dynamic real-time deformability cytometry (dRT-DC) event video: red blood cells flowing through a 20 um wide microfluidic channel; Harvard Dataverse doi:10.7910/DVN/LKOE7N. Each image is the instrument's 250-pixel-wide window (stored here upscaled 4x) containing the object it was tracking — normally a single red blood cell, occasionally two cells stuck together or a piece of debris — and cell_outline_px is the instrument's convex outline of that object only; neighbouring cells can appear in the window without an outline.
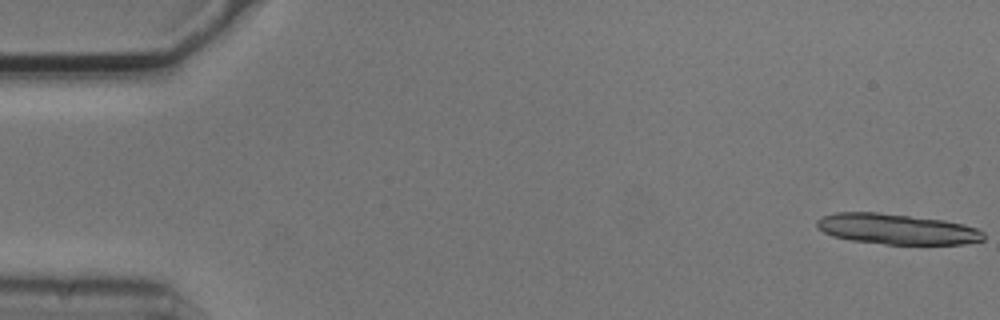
{"species": "common noctule bat (a hibernating species)", "species_latin": "Nyctalus noctula", "temperature_condition": "cold", "stored_images_in_passage": 5, "camera_frame_rate_fps": 3000, "um_per_image_px": 0.085, "animal": {"sex": "male", "body_mass_g": 20.5, "forearm_length_mm": 52.5}, "frame": {"image": 1, "passage_image": 1, "time_ms": 0.0, "image_size_px": [1000, 320], "cell_outline_px": [[984, 240], [964, 244], [884, 244], [852, 240], [832, 236], [816, 228], [816, 220], [824, 216], [836, 212], [876, 212], [944, 220], [964, 224], [976, 228], [984, 232]], "centroid_in_image_um": [76.22, 19.47], "position_along_channel_um": 8.8, "area_um2": 29.65}}